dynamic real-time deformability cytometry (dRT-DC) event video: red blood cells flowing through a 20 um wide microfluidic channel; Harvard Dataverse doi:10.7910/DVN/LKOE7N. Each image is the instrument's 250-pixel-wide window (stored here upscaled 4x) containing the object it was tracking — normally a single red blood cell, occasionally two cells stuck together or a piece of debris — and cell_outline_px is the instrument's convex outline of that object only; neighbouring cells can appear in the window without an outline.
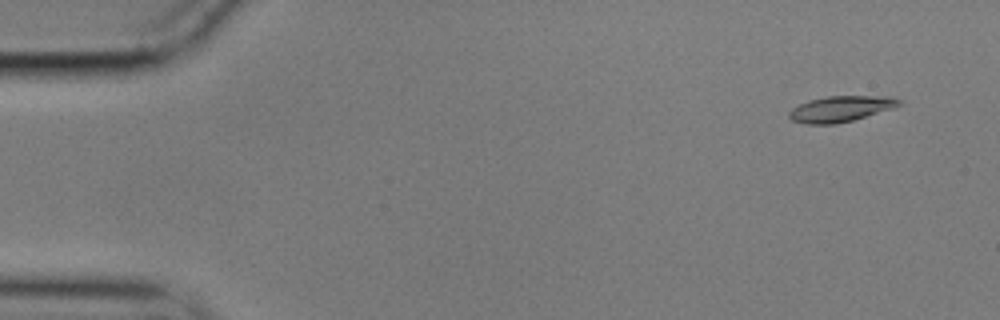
{"species": "common noctule bat (a hibernating species)", "species_latin": "Nyctalus noctula", "temperature_condition": "cold", "stored_images_in_passage": 55, "camera_frame_rate_fps": 3000, "um_per_image_px": 0.085, "animal": {"sex": "male", "body_mass_g": 17.9}, "frame": {"image": 1, "passage_image": 2, "time_ms": 0.333, "image_size_px": [1000, 320], "cell_outline_px": [[904, 104], [896, 108], [852, 120], [836, 124], [808, 124], [792, 120], [788, 116], [788, 112], [792, 108], [800, 104], [812, 100], [828, 96], [888, 96], [904, 100]], "centroid_in_image_um": [71.55, 9.25], "position_along_channel_um": 13.5, "area_um2": 16.65}}
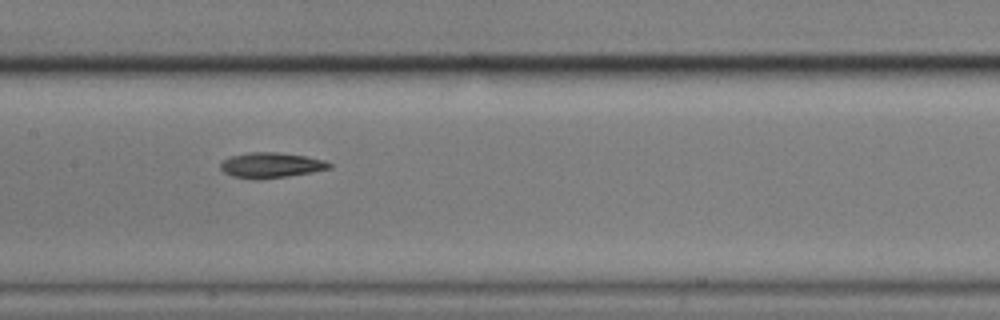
{"frame": {"image": 2, "passage_image": 26, "time_ms": 8.333, "image_size_px": [1000, 320], "cell_outline_px": [[332, 168], [312, 172], [288, 176], [256, 180], [232, 176], [224, 172], [220, 168], [220, 164], [224, 160], [232, 156], [248, 152], [276, 152], [304, 156], [324, 160], [332, 164]], "centroid_in_image_um": [23.04, 14.05], "position_along_channel_um": 184.4, "area_um2": 16.01}}
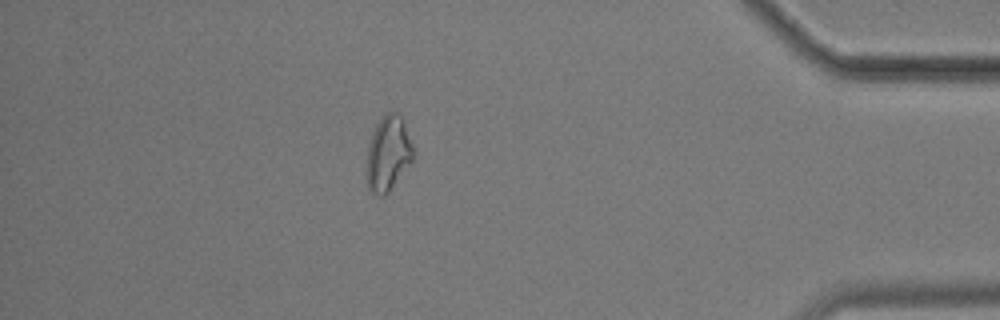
{"frame": {"image": 3, "passage_image": 48, "time_ms": 15.667, "image_size_px": [1000, 320], "cell_outline_px": [[416, 156], [388, 192], [384, 196], [380, 196], [372, 192], [368, 188], [368, 144], [372, 132], [376, 124], [384, 112], [396, 112], [404, 120]], "centroid_in_image_um": [33.02, 13.0], "position_along_channel_um": 402.2, "area_um2": 20.29}, "authors_computed_cell_mechanics": {"area_um2": 16.5308, "velocity_mm_per_s": 3.5257, "shape_relaxation_time_tau1_ms": 5.7997, "shape_relaxation_time_tau2_ms": null, "deformation_change_tau1": 0.1408, "deformation_change_tau2": null}}